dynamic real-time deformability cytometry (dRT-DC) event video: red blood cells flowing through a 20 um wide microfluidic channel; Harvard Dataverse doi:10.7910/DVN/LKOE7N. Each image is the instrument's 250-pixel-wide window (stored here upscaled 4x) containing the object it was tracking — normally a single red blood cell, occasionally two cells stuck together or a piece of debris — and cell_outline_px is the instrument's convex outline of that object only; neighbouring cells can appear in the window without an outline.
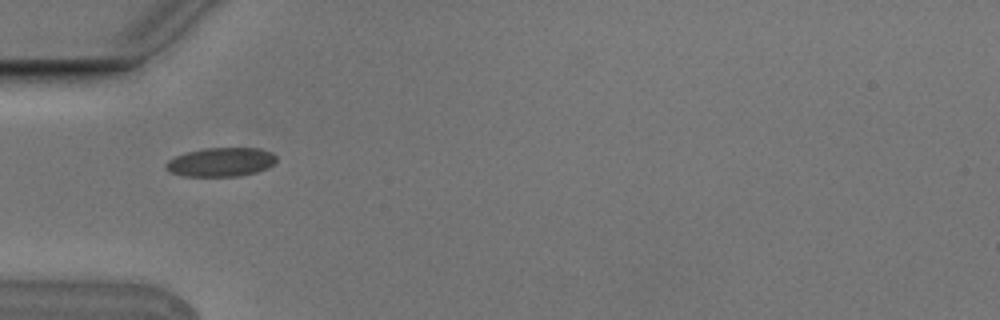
{"species": "Egyptian fruit bat (a non-hibernating species)", "species_latin": "Rousettus aegyptiacus", "temperature_condition": "cold", "stored_images_in_passage": 5, "camera_frame_rate_fps": 3000, "um_per_image_px": 0.085, "animal": {"sex": "male"}, "frame": {"image": 1, "passage_image": 1, "time_ms": 0.0, "image_size_px": [1000, 320], "cell_outline_px": [[276, 160], [268, 168], [256, 172], [240, 176], [184, 176], [168, 172], [164, 168], [164, 164], [168, 160], [176, 156], [188, 152], [204, 148], [260, 148], [272, 152], [276, 156]], "centroid_in_image_um": [18.76, 13.78], "position_along_channel_um": 66.2, "area_um2": 18.73}}
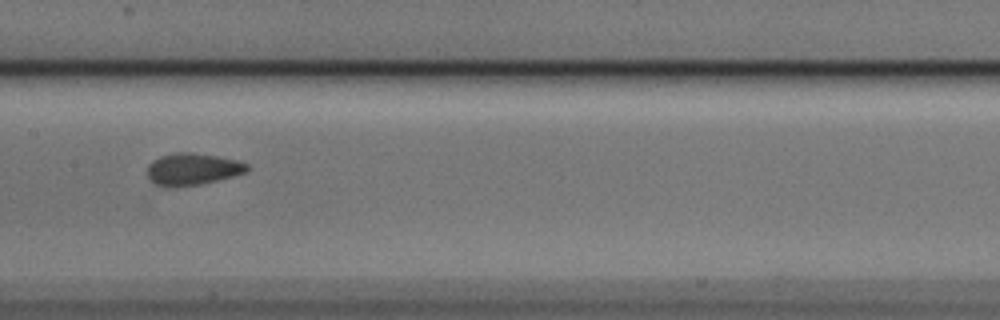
{"frame": {"image": 2, "passage_image": 4, "time_ms": 1.0, "image_size_px": [1000, 320], "cell_outline_px": [[248, 168], [244, 172], [232, 176], [200, 184], [168, 188], [164, 188], [152, 184], [148, 176], [148, 164], [152, 160], [160, 156], [176, 152], [192, 152], [216, 156], [236, 160], [248, 164]], "centroid_in_image_um": [16.28, 14.38], "position_along_channel_um": 191.1, "area_um2": 18.61}}
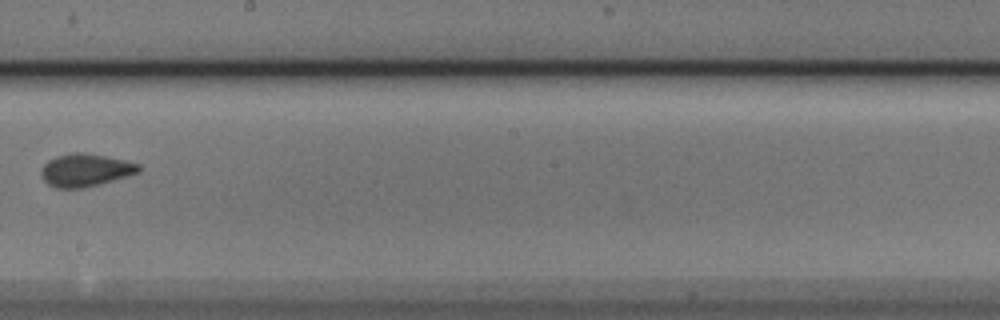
{"frame": {"image": 3, "passage_image": 5, "time_ms": 1.333, "image_size_px": [1000, 320], "cell_outline_px": [[140, 172], [128, 176], [100, 184], [84, 188], [56, 188], [48, 184], [40, 176], [40, 168], [48, 160], [56, 156], [72, 152], [80, 152], [104, 156], [124, 160], [140, 164]], "centroid_in_image_um": [7.23, 14.47], "position_along_channel_um": 241.0, "area_um2": 18.73}}